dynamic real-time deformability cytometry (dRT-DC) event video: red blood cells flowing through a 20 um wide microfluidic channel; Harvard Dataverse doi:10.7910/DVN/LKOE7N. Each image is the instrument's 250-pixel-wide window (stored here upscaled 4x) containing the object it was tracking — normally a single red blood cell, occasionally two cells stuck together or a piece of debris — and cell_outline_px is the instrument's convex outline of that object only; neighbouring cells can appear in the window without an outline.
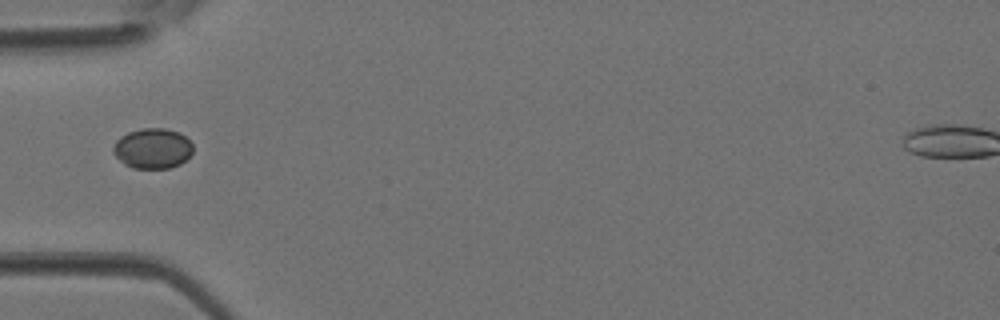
{"species": "Egyptian fruit bat (a non-hibernating species)", "species_latin": "Rousettus aegyptiacus", "temperature_condition": "room temperature", "stored_images_in_passage": 1, "camera_frame_rate_fps": 3000, "um_per_image_px": 0.085, "animal": {"sex": "female"}, "frame": {"image": 1, "passage_image": 1, "time_ms": 0.0, "image_size_px": [1000, 320], "cell_outline_px": [[192, 152], [180, 164], [172, 168], [132, 168], [124, 164], [112, 152], [112, 148], [116, 140], [120, 136], [128, 132], [144, 128], [164, 128], [180, 132], [192, 144]], "centroid_in_image_um": [12.95, 12.61], "position_along_channel_um": 72.1, "area_um2": 18.73}}